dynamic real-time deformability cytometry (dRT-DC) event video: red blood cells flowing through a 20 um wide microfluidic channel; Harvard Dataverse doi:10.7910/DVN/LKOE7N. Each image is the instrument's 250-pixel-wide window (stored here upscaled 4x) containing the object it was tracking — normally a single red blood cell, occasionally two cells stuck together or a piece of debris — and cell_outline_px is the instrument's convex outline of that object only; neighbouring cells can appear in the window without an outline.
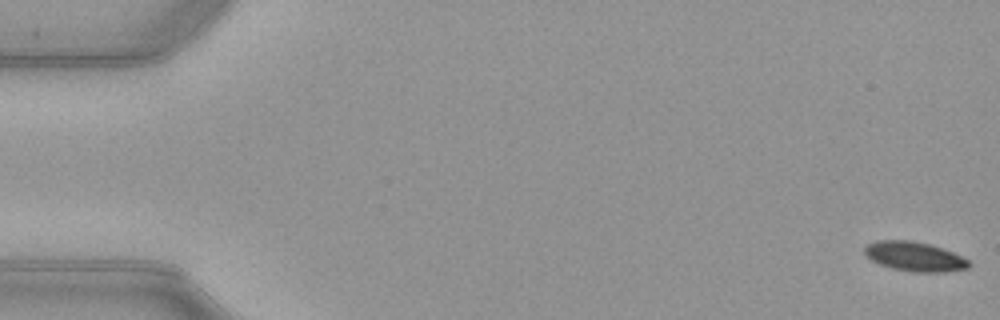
{"species": "common noctule bat (a hibernating species)", "species_latin": "Nyctalus noctula", "temperature_condition": "warm", "stored_images_in_passage": 52, "camera_frame_rate_fps": 3000, "um_per_image_px": 0.085, "animal": {"sex": "female", "body_mass_g": 21.9}, "frame": {"image": 1, "passage_image": 1, "time_ms": 0.0, "image_size_px": [1000, 320], "cell_outline_px": [[972, 264], [968, 268], [944, 272], [916, 272], [892, 268], [880, 264], [864, 256], [864, 248], [868, 244], [876, 240], [912, 240], [928, 244], [952, 252], [968, 260]], "centroid_in_image_um": [77.71, 21.8], "position_along_channel_um": 7.3, "area_um2": 17.8}}
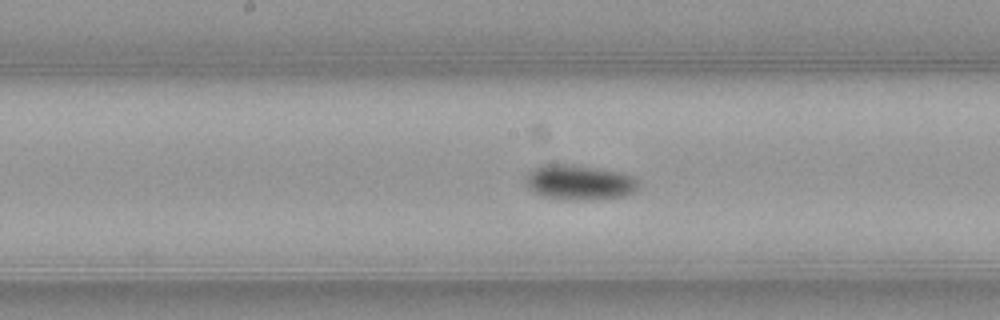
{"frame": {"image": 2, "passage_image": 27, "time_ms": 8.667, "image_size_px": [1000, 320], "cell_outline_px": [[640, 184], [632, 192], [624, 196], [592, 200], [576, 200], [540, 196], [532, 192], [528, 188], [528, 172], [540, 164], [572, 164], [620, 172], [636, 176], [640, 180]], "centroid_in_image_um": [49.28, 15.5], "position_along_channel_um": 198.9, "area_um2": 23.18}}
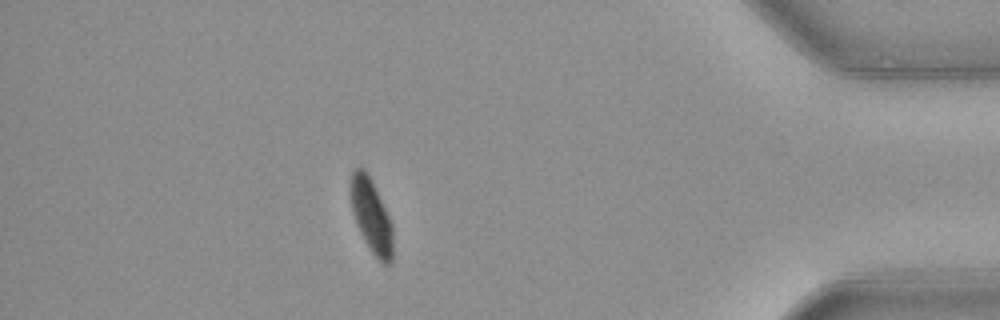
{"frame": {"image": 3, "passage_image": 46, "time_ms": 15.0, "image_size_px": [1000, 320], "cell_outline_px": [[392, 260], [388, 264], [384, 264], [372, 252], [364, 240], [360, 232], [352, 212], [352, 168], [364, 168], [392, 224]], "centroid_in_image_um": [31.56, 18.4], "position_along_channel_um": 403.6, "area_um2": 17.22}, "authors_computed_cell_mechanics": {"area_um2": 19.7965, "velocity_mm_per_s": 3.9831, "shape_relaxation_time_tau1_ms": 2.6662, "shape_relaxation_time_tau2_ms": null, "deformation_change_tau1": 0.091, "deformation_change_tau2": null}}